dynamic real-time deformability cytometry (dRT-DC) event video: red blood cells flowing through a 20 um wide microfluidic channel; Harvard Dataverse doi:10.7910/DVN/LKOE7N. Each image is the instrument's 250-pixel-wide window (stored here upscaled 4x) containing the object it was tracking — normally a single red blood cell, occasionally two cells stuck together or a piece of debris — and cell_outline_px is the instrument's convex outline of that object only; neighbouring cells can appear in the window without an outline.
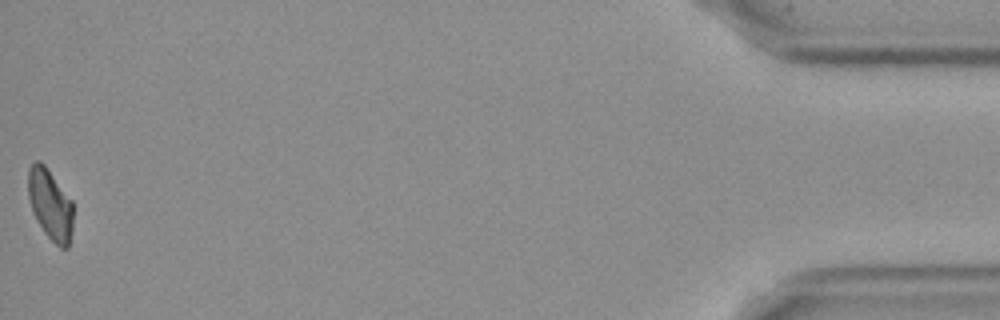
{"species": "Egyptian fruit bat (a non-hibernating species)", "species_latin": "Rousettus aegyptiacus", "temperature_condition": "cold", "stored_images_in_passage": 43, "camera_frame_rate_fps": 3000, "um_per_image_px": 0.085, "frame": {"image": 1, "passage_image": 43, "time_ms": 14.0, "image_size_px": [1000, 320], "cell_outline_px": [[72, 232], [68, 248], [60, 248], [44, 232], [36, 220], [28, 196], [28, 168], [36, 160], [40, 160], [44, 164], [72, 200]], "centroid_in_image_um": [4.27, 17.37], "position_along_channel_um": 430.9, "area_um2": 18.5}, "authors_computed_cell_mechanics": {"area_um2": 20.1722, "velocity_mm_per_s": 3.6313, "shape_relaxation_time_tau1_ms": 5.1419, "shape_relaxation_time_tau2_ms": 4.735, "deformation_change_tau1": 0.1398, "deformation_change_tau2": 0.1094}}